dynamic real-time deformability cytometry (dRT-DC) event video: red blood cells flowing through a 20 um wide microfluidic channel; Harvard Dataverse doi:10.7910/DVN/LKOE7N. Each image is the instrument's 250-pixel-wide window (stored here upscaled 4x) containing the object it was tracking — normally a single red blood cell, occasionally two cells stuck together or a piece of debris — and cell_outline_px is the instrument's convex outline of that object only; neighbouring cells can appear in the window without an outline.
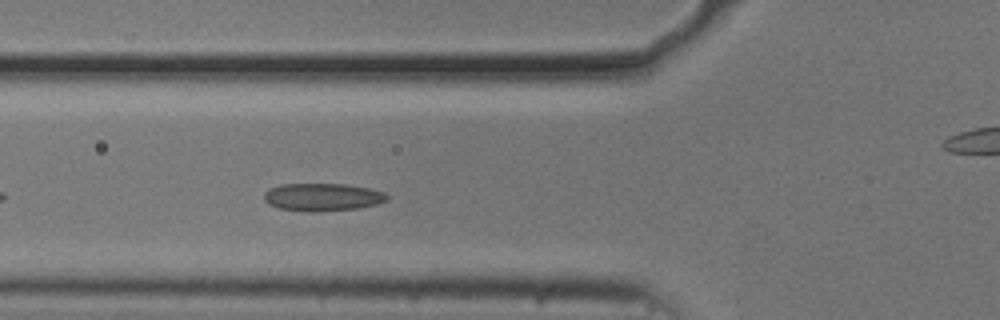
{"species": "common noctule bat (a hibernating species)", "species_latin": "Nyctalus noctula", "temperature_condition": "cold", "stored_images_in_passage": 43, "camera_frame_rate_fps": 3000, "um_per_image_px": 0.085, "animal": {"sex": "male", "body_mass_g": 20.5, "forearm_length_mm": 52.5}, "frame": {"image": 1, "passage_image": 7, "time_ms": 2.0, "image_size_px": [1000, 320], "cell_outline_px": [[388, 200], [376, 204], [356, 208], [312, 212], [308, 212], [280, 208], [268, 204], [264, 200], [264, 192], [268, 188], [280, 184], [344, 184], [368, 188], [384, 192], [388, 196]], "centroid_in_image_um": [27.37, 16.74], "position_along_channel_um": 98.4, "area_um2": 19.83}}
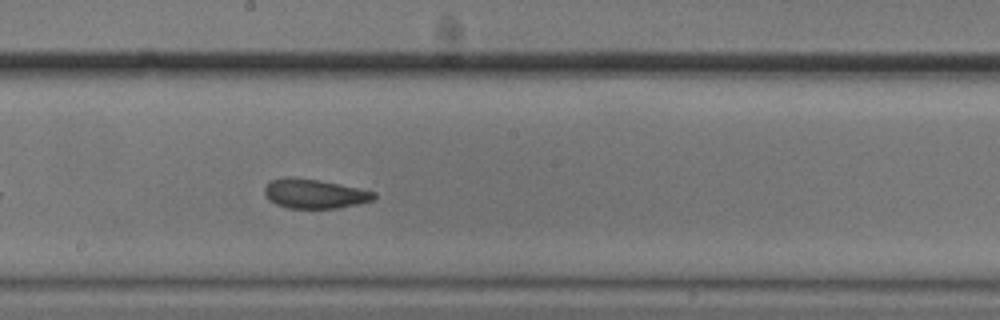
{"frame": {"image": 2, "passage_image": 17, "time_ms": 5.333, "image_size_px": [1000, 320], "cell_outline_px": [[376, 196], [372, 200], [340, 208], [288, 208], [276, 204], [268, 200], [264, 192], [264, 188], [272, 180], [320, 180], [376, 192]], "centroid_in_image_um": [26.77, 16.51], "position_along_channel_um": 221.4, "area_um2": 17.92}}
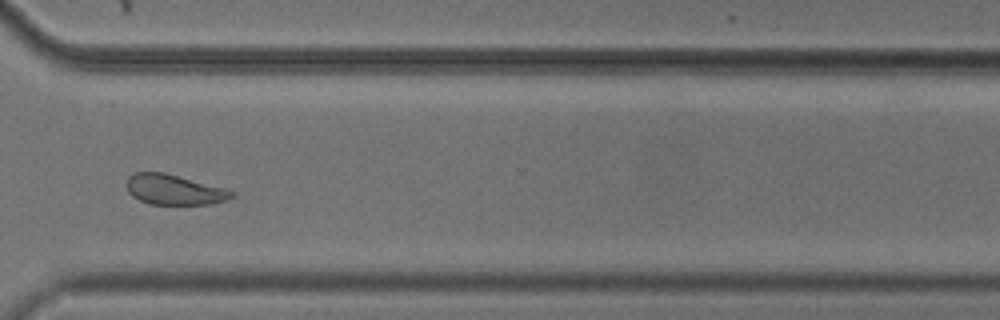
{"frame": {"image": 3, "passage_image": 28, "time_ms": 9.0, "image_size_px": [1000, 320], "cell_outline_px": [[236, 196], [212, 204], [148, 204], [132, 196], [128, 192], [124, 184], [128, 176], [136, 172], [164, 172], [224, 188], [232, 192]], "centroid_in_image_um": [14.73, 16.12], "position_along_channel_um": 355.9, "area_um2": 18.5}, "authors_computed_cell_mechanics": {"area_um2": 19.4208, "velocity_mm_per_s": 3.6782, "shape_relaxation_time_tau1_ms": null, "shape_relaxation_time_tau2_ms": 2.7627, "deformation_change_tau1": null, "deformation_change_tau2": 0.0901}}